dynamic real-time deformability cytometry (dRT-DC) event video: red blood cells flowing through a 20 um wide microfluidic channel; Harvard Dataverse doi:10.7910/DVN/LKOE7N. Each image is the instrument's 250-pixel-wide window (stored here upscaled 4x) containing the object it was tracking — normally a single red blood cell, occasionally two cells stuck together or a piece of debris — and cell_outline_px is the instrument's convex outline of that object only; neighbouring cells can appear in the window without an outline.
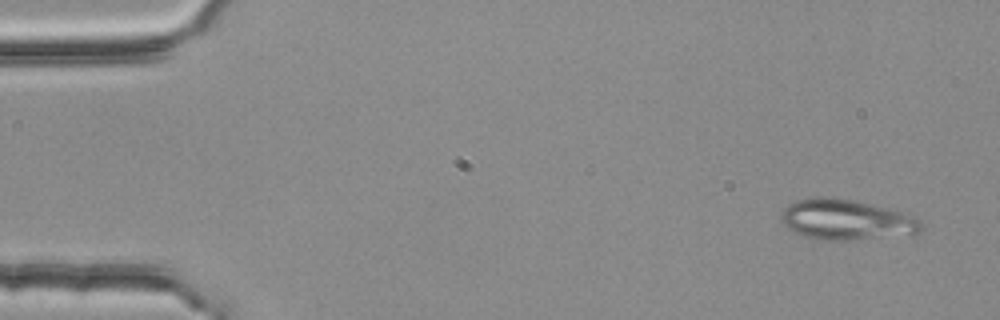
{"species": "common noctule bat (a hibernating species)", "species_latin": "Nyctalus noctula", "temperature_condition": "room temperature", "stored_images_in_passage": 4, "camera_frame_rate_fps": 3000, "um_per_image_px": 0.085, "animal": {"sex": "female", "body_mass_g": 25.1}, "frame": {"image": 1, "passage_image": 4, "time_ms": 1.0, "image_size_px": [1000, 320], "cell_outline_px": [[924, 228], [920, 232], [844, 240], [824, 240], [804, 236], [788, 228], [780, 220], [780, 216], [784, 208], [788, 204], [796, 200], [812, 196], [828, 196], [852, 200], [908, 212], [916, 216], [924, 224]], "centroid_in_image_um": [71.93, 18.64], "position_along_channel_um": 13.1, "area_um2": 33.0}}